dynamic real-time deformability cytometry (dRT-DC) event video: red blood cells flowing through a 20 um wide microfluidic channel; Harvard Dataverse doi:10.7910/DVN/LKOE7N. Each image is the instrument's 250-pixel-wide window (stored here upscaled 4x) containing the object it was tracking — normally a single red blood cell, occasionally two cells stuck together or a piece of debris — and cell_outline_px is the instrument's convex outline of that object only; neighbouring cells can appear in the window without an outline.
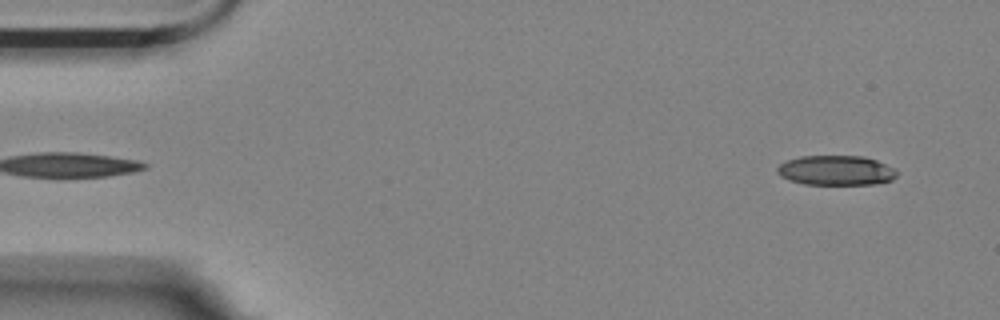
{"species": "Egyptian fruit bat (a non-hibernating species)", "species_latin": "Rousettus aegyptiacus", "temperature_condition": "room temperature", "stored_images_in_passage": 17, "camera_frame_rate_fps": 3000, "um_per_image_px": 0.085, "animal": {"sex": "female"}, "frame": {"image": 1, "passage_image": 1, "time_ms": 0.0, "image_size_px": [1000, 320], "cell_outline_px": [[896, 176], [892, 180], [876, 184], [804, 184], [788, 180], [780, 176], [776, 172], [776, 168], [780, 164], [788, 160], [800, 156], [864, 156], [876, 160], [896, 168]], "centroid_in_image_um": [71.06, 14.48], "position_along_channel_um": 13.9, "area_um2": 20.87}}
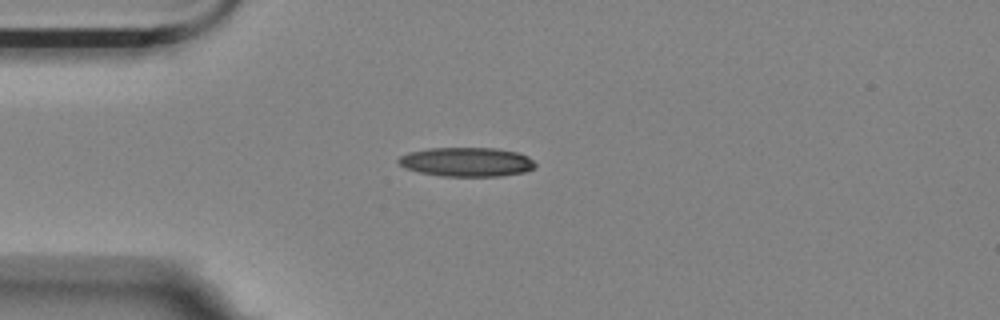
{"frame": {"image": 2, "passage_image": 11, "time_ms": 3.333, "image_size_px": [1000, 320], "cell_outline_px": [[536, 168], [524, 172], [500, 176], [440, 176], [420, 172], [404, 168], [396, 160], [400, 156], [408, 152], [428, 148], [496, 148], [516, 152], [528, 156], [536, 164]], "centroid_in_image_um": [39.66, 13.76], "position_along_channel_um": 45.3, "area_um2": 23.35}}
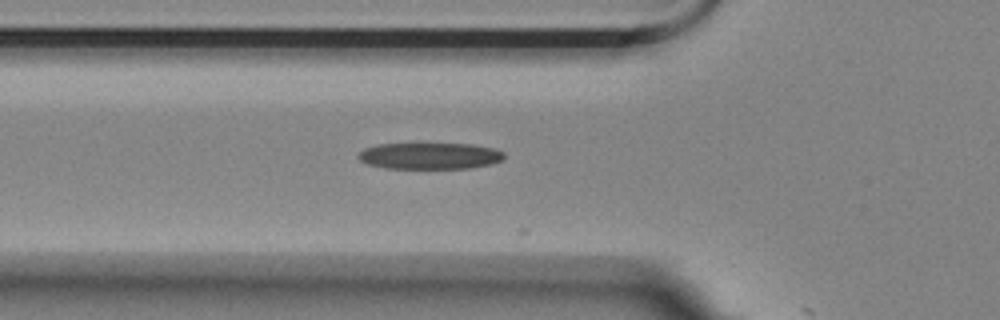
{"frame": {"image": 3, "passage_image": 16, "time_ms": 5.0, "image_size_px": [1000, 320], "cell_outline_px": [[504, 160], [492, 164], [468, 168], [384, 168], [368, 164], [360, 160], [356, 156], [364, 148], [376, 144], [472, 144], [492, 148], [504, 152]], "centroid_in_image_um": [36.53, 13.25], "position_along_channel_um": 89.3, "area_um2": 22.48}}